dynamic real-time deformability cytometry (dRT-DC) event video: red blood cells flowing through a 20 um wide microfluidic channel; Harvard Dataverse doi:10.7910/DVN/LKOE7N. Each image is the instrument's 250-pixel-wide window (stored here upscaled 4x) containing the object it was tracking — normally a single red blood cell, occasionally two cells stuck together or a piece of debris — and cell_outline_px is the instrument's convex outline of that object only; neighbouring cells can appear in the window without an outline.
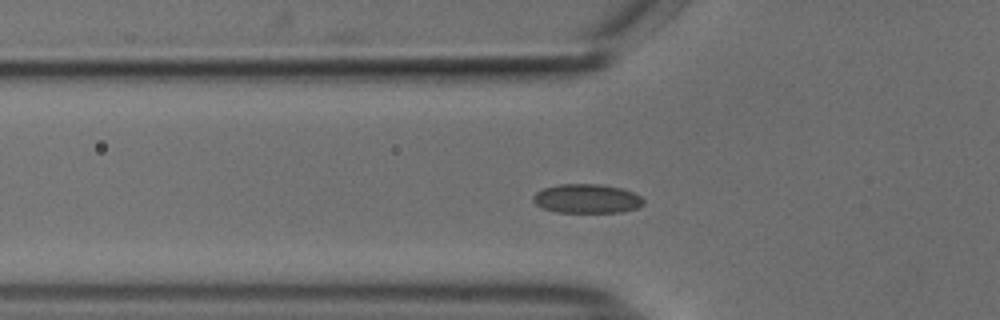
{"species": "common noctule bat (a hibernating species)", "species_latin": "Nyctalus noctula", "temperature_condition": "cold", "stored_images_in_passage": 47, "camera_frame_rate_fps": 3000, "um_per_image_px": 0.085, "animal": {"sex": "male", "body_mass_g": 18.8}, "frame": {"image": 1, "passage_image": 10, "time_ms": 3.0, "image_size_px": [1000, 320], "cell_outline_px": [[644, 204], [636, 208], [620, 212], [556, 212], [544, 208], [536, 204], [532, 200], [532, 196], [536, 192], [544, 188], [560, 184], [600, 184], [620, 188], [632, 192], [640, 196], [644, 200]], "centroid_in_image_um": [49.87, 16.88], "position_along_channel_um": 75.9, "area_um2": 18.61}}
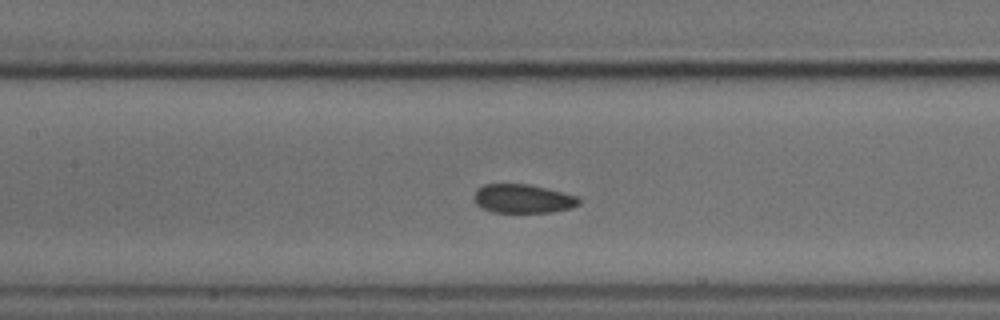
{"frame": {"image": 2, "passage_image": 17, "time_ms": 5.333, "image_size_px": [1000, 320], "cell_outline_px": [[580, 204], [572, 208], [552, 212], [492, 212], [476, 204], [472, 200], [472, 196], [476, 188], [484, 184], [528, 184], [576, 196], [580, 200]], "centroid_in_image_um": [44.39, 16.89], "position_along_channel_um": 163.0, "area_um2": 17.63}}
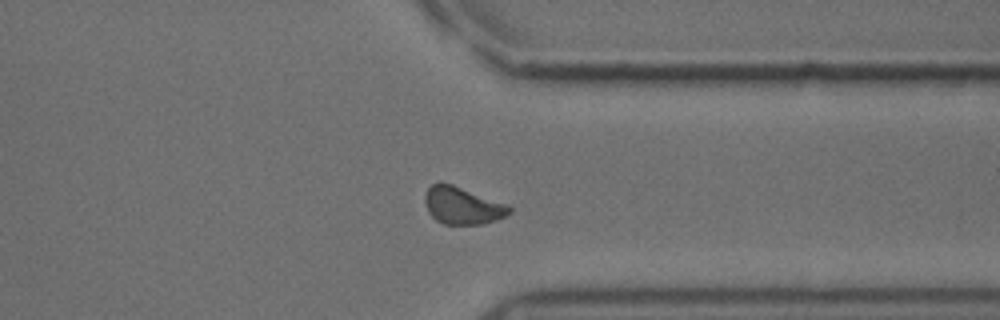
{"frame": {"image": 3, "passage_image": 34, "time_ms": 11.0, "image_size_px": [1000, 320], "cell_outline_px": [[512, 212], [496, 220], [484, 224], [444, 224], [436, 220], [428, 212], [424, 204], [424, 196], [428, 188], [432, 184], [440, 180], [452, 184], [504, 204], [512, 208]], "centroid_in_image_um": [39.24, 17.47], "position_along_channel_um": 372.2, "area_um2": 18.26}, "authors_computed_cell_mechanics": {"area_um2": 18.1492, "velocity_mm_per_s": 3.7056, "shape_relaxation_time_tau1_ms": null, "shape_relaxation_time_tau2_ms": 2.29, "deformation_change_tau1": null, "deformation_change_tau2": 0.0342}}